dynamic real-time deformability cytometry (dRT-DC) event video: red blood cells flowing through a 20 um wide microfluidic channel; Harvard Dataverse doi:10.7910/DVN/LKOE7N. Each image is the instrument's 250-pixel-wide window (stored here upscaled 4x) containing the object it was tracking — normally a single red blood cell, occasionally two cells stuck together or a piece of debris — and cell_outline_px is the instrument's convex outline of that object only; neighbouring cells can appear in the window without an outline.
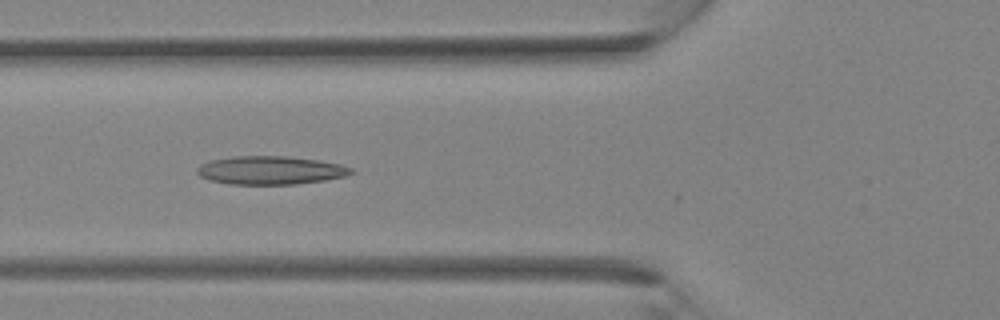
{"species": "Egyptian fruit bat (a non-hibernating species)", "species_latin": "Rousettus aegyptiacus", "temperature_condition": "room temperature", "stored_images_in_passage": 31, "camera_frame_rate_fps": 3000, "um_per_image_px": 0.085, "animal": {"sex": "female"}, "frame": {"image": 1, "passage_image": 9, "time_ms": 2.667, "image_size_px": [1000, 320], "cell_outline_px": [[356, 172], [344, 176], [324, 180], [296, 184], [232, 184], [208, 180], [200, 176], [196, 172], [196, 168], [200, 164], [208, 160], [232, 156], [288, 156], [320, 160], [340, 164], [352, 168]], "centroid_in_image_um": [22.96, 14.46], "position_along_channel_um": 102.8, "area_um2": 25.66}}
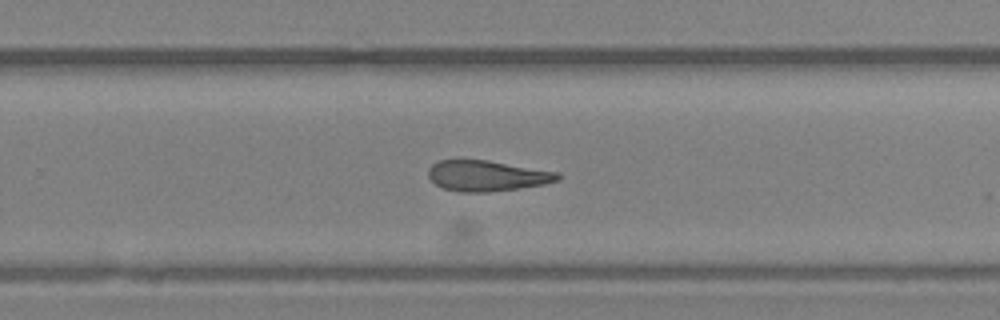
{"frame": {"image": 2, "passage_image": 19, "time_ms": 6.0, "image_size_px": [1000, 320], "cell_outline_px": [[560, 180], [544, 184], [488, 192], [460, 192], [444, 188], [436, 184], [428, 176], [428, 168], [432, 164], [440, 160], [488, 160], [560, 172]], "centroid_in_image_um": [41.4, 14.93], "position_along_channel_um": 288.4, "area_um2": 23.06}}
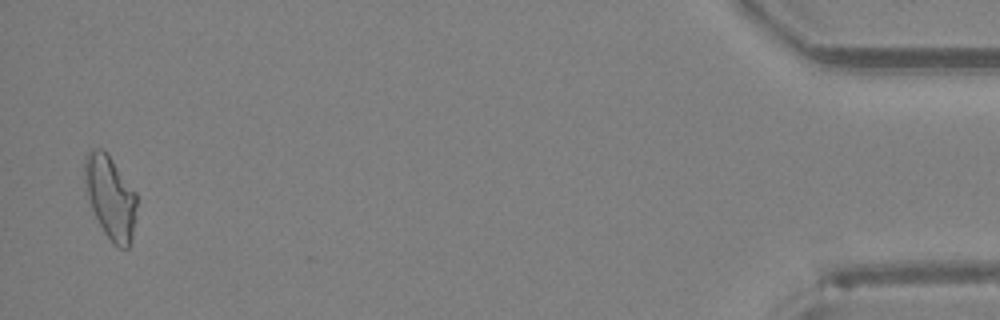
{"frame": {"image": 3, "passage_image": 31, "time_ms": 10.0, "image_size_px": [1000, 320], "cell_outline_px": [[136, 208], [132, 236], [128, 248], [120, 248], [104, 232], [92, 208], [88, 196], [84, 180], [84, 156], [92, 148], [100, 148], [108, 152], [136, 192]], "centroid_in_image_um": [9.37, 16.68], "position_along_channel_um": 425.8, "area_um2": 25.03}}